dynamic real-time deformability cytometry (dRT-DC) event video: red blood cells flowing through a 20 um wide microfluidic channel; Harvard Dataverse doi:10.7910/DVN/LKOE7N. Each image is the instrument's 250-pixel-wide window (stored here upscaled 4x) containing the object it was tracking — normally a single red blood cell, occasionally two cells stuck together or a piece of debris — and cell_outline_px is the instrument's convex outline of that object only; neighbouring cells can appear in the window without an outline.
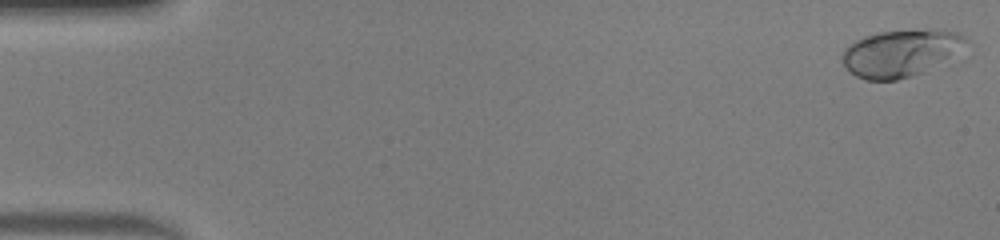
{"species": "human", "species_latin": "Homo sapiens", "temperature_condition": "warm", "stored_images_in_passage": 48, "camera_frame_rate_fps": 3000, "um_per_image_px": 0.085, "donor": {"sex": "male"}, "frame": {"image": 1, "passage_image": 1, "time_ms": 0.0, "image_size_px": [1000, 240], "cell_outline_px": [[968, 40], [924, 72], [912, 76], [896, 80], [868, 80], [856, 76], [844, 64], [840, 56], [844, 48], [856, 40], [864, 36], [876, 32], [944, 28], [956, 32], [964, 36]], "centroid_in_image_um": [76.45, 4.48], "position_along_channel_um": 8.6, "area_um2": 33.12}}
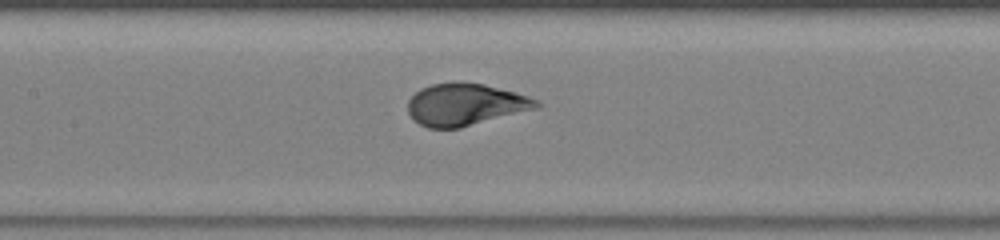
{"frame": {"image": 2, "passage_image": 23, "time_ms": 7.333, "image_size_px": [1000, 240], "cell_outline_px": [[544, 104], [540, 108], [460, 128], [428, 128], [412, 120], [408, 112], [408, 100], [420, 88], [432, 84], [460, 80], [464, 80], [484, 84], [528, 96], [540, 100]], "centroid_in_image_um": [39.58, 8.87], "position_along_channel_um": 167.8, "area_um2": 32.14}}
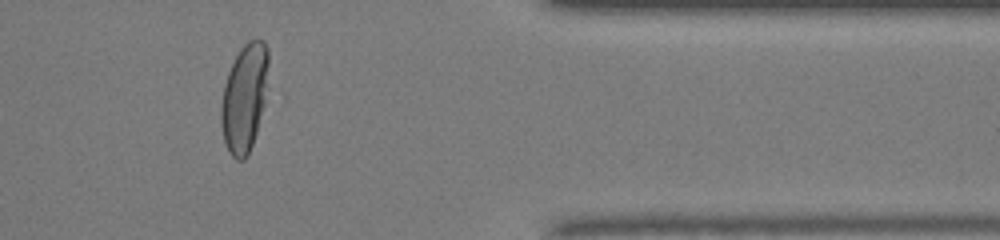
{"frame": {"image": 3, "passage_image": 40, "time_ms": 13.0, "image_size_px": [1000, 240], "cell_outline_px": [[268, 88], [264, 104], [256, 132], [248, 156], [244, 160], [236, 160], [228, 152], [224, 140], [220, 124], [220, 108], [224, 84], [228, 72], [240, 48], [248, 40], [264, 40], [268, 48]], "centroid_in_image_um": [20.77, 8.32], "position_along_channel_um": 390.6, "area_um2": 30.11}, "authors_computed_cell_mechanics": {"area_um2": 31.6455, "velocity_mm_per_s": 4.2974, "shape_relaxation_time_tau1_ms": 3.6744, "shape_relaxation_time_tau2_ms": null, "deformation_change_tau1": 0.2303, "deformation_change_tau2": null}}